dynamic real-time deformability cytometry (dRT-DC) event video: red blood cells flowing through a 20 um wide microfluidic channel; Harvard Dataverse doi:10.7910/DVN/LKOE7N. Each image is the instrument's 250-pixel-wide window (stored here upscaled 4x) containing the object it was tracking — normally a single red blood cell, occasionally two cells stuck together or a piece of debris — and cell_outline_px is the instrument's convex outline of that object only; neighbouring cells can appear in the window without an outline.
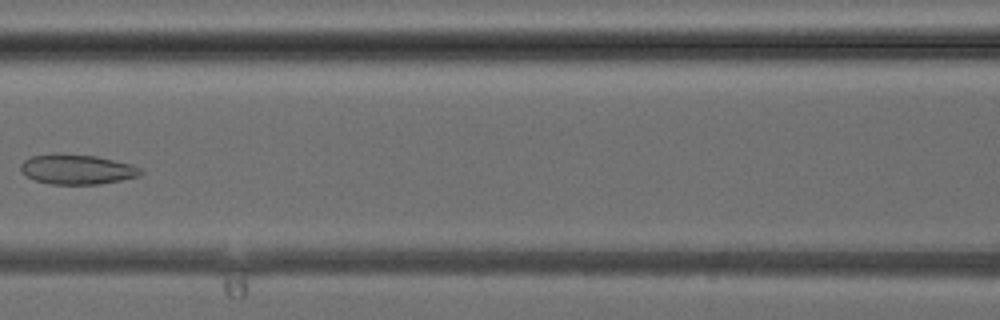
{"species": "common noctule bat (a hibernating species)", "species_latin": "Nyctalus noctula", "temperature_condition": "cold", "stored_images_in_passage": 6, "camera_frame_rate_fps": 3000, "um_per_image_px": 0.085, "animal": {"sex": "female", "body_mass_g": 24.6, "forearm_length_mm": 56.2}, "frame": {"image": 1, "passage_image": 6, "time_ms": 5.667, "image_size_px": [1000, 320], "cell_outline_px": [[144, 172], [140, 176], [100, 184], [52, 184], [36, 180], [20, 172], [20, 164], [24, 160], [32, 156], [56, 152], [60, 152], [96, 156], [132, 164], [140, 168]], "centroid_in_image_um": [6.54, 14.37], "position_along_channel_um": 160.1, "area_um2": 21.15}}